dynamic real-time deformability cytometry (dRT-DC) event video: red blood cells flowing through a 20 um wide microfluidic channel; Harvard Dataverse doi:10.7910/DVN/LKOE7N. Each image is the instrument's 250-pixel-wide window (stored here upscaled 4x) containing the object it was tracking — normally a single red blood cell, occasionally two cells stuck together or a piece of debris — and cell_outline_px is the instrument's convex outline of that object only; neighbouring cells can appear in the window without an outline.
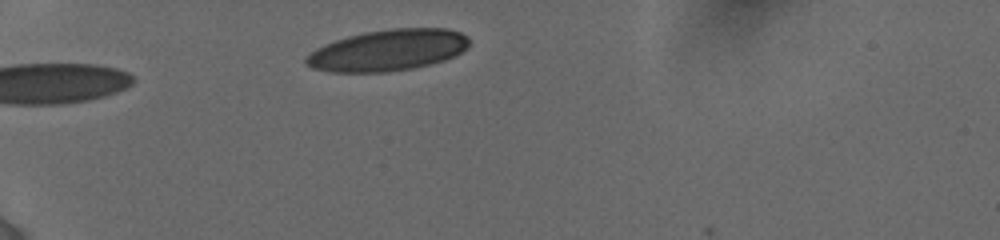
{"species": "human", "species_latin": "Homo sapiens", "temperature_condition": "cold", "stored_images_in_passage": 3, "camera_frame_rate_fps": 3000, "um_per_image_px": 0.085, "donor": {"sex": "female"}, "frame": {"image": 1, "passage_image": 3, "time_ms": 1.667, "image_size_px": [1000, 240], "cell_outline_px": [[468, 48], [444, 60], [412, 68], [388, 72], [328, 72], [312, 68], [304, 64], [304, 60], [316, 48], [324, 44], [348, 36], [364, 32], [392, 28], [448, 28], [460, 32], [468, 40]], "centroid_in_image_um": [32.94, 4.27], "position_along_channel_um": 52.1, "area_um2": 39.13}}